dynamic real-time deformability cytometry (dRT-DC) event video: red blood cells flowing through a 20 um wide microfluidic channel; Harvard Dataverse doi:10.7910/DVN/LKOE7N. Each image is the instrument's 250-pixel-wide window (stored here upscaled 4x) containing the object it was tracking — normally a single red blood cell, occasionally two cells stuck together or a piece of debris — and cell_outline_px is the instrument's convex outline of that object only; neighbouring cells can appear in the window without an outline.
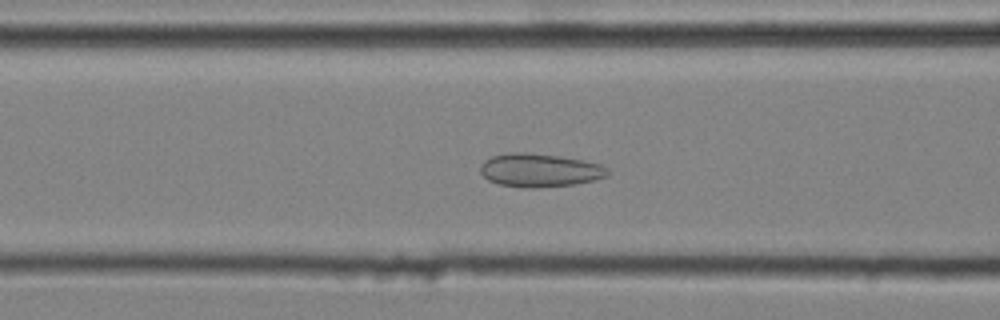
{"species": "common noctule bat (a hibernating species)", "species_latin": "Nyctalus noctula", "temperature_condition": "cold", "stored_images_in_passage": 46, "camera_frame_rate_fps": 3000, "um_per_image_px": 0.085, "animal": {"sex": "male", "body_mass_g": 20.4}, "frame": {"image": 1, "passage_image": 18, "time_ms": 5.667, "image_size_px": [1000, 320], "cell_outline_px": [[608, 176], [596, 180], [572, 184], [536, 188], [524, 188], [500, 184], [488, 180], [480, 172], [480, 164], [484, 160], [492, 156], [508, 152], [524, 152], [560, 156], [584, 160], [600, 164], [608, 168]], "centroid_in_image_um": [45.86, 14.46], "position_along_channel_um": 120.7, "area_um2": 24.91}}
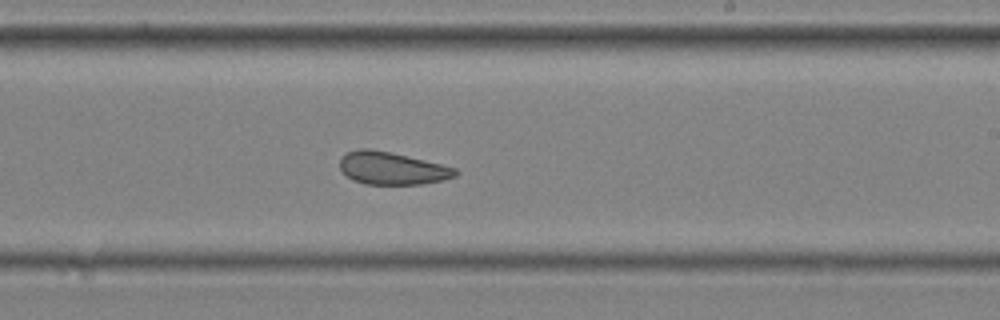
{"frame": {"image": 2, "passage_image": 28, "time_ms": 9.0, "image_size_px": [1000, 320], "cell_outline_px": [[460, 172], [456, 176], [444, 180], [424, 184], [364, 184], [352, 180], [340, 168], [340, 160], [348, 152], [356, 148], [368, 148], [392, 152], [456, 168]], "centroid_in_image_um": [33.34, 14.3], "position_along_channel_um": 255.7, "area_um2": 21.96}}
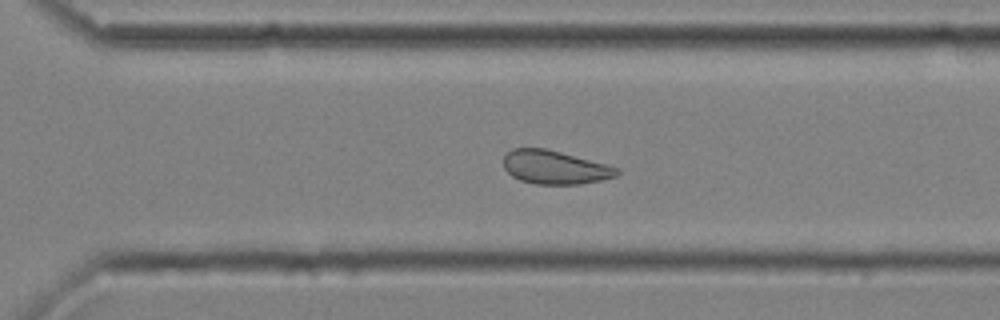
{"frame": {"image": 3, "passage_image": 33, "time_ms": 10.667, "image_size_px": [1000, 320], "cell_outline_px": [[620, 172], [616, 176], [600, 180], [580, 184], [536, 184], [520, 180], [512, 176], [504, 168], [504, 156], [512, 148], [544, 148], [560, 152], [620, 168]], "centroid_in_image_um": [47.15, 14.22], "position_along_channel_um": 323.5, "area_um2": 21.96}, "authors_computed_cell_mechanics": {"area_um2": 24.4205, "velocity_mm_per_s": 4.0571, "shape_relaxation_time_tau1_ms": null, "shape_relaxation_time_tau2_ms": 1.7254, "deformation_change_tau1": null, "deformation_change_tau2": 0.0706}}